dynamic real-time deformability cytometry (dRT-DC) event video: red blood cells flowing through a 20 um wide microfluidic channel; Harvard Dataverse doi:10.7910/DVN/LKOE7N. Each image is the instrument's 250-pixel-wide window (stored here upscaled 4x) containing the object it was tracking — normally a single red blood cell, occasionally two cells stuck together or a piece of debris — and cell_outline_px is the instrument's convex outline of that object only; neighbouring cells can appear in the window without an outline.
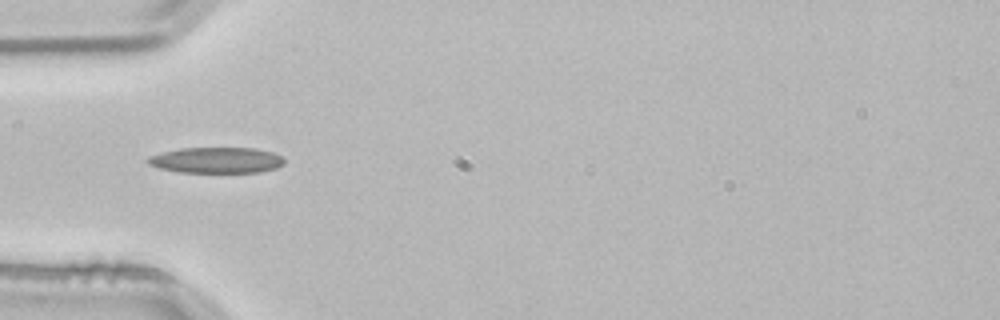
{"species": "common noctule bat (a hibernating species)", "species_latin": "Nyctalus noctula", "temperature_condition": "room temperature", "stored_images_in_passage": 1, "camera_frame_rate_fps": 3000, "um_per_image_px": 0.085, "animal": {"sex": "male", "body_mass_g": 21.5, "forearm_length_mm": 52.0}, "frame": {"image": 1, "passage_image": 1, "time_ms": 0.0, "image_size_px": [1000, 320], "cell_outline_px": [[284, 164], [276, 168], [260, 172], [180, 172], [160, 168], [148, 164], [144, 160], [148, 156], [180, 148], [256, 148], [272, 152], [284, 156]], "centroid_in_image_um": [18.41, 13.61], "position_along_channel_um": 66.6, "area_um2": 20.63}}